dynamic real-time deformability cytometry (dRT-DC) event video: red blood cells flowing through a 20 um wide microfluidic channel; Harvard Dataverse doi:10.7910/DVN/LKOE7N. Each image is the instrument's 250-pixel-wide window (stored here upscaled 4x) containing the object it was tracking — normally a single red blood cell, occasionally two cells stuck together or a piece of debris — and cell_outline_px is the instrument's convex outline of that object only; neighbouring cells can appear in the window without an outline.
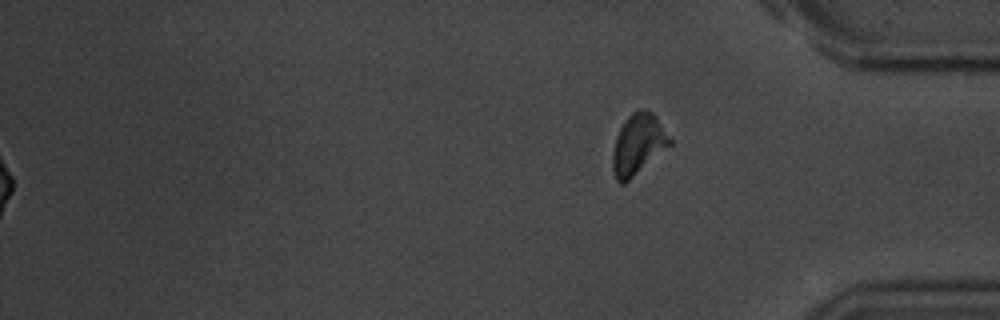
{"species": "common noctule bat (a hibernating species)", "species_latin": "Nyctalus noctula", "temperature_condition": "room temperature", "stored_images_in_passage": 56, "segment_of_instrument_passage": [2, 2], "camera_frame_rate_fps": 3000, "um_per_image_px": 0.085, "animal": {"sex": "male", "body_mass_g": 20.1, "forearm_length_mm": 53.5}, "frame": {"image": 1, "passage_image": 56, "time_ms": 18.333, "image_size_px": [1000, 320], "cell_outline_px": [[672, 144], [624, 184], [620, 184], [616, 180], [612, 172], [612, 152], [616, 136], [624, 120], [632, 112], [640, 108], [644, 108], [652, 112], [656, 116], [672, 140]], "centroid_in_image_um": [54.22, 12.26], "position_along_channel_um": 381.0, "area_um2": 20.35}}